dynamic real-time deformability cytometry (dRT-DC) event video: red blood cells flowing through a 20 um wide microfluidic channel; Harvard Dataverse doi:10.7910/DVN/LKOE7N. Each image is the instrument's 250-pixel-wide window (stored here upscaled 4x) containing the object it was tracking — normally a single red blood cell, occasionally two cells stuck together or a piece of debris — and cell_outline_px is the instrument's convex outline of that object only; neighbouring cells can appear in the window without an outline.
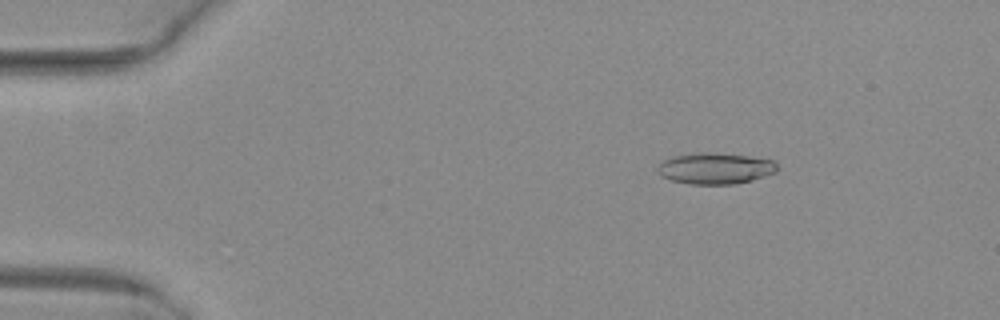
{"species": "common noctule bat (a hibernating species)", "species_latin": "Nyctalus noctula", "temperature_condition": "warm", "stored_images_in_passage": 5, "camera_frame_rate_fps": 3000, "um_per_image_px": 0.085, "animal": {"sex": "female", "body_mass_g": 29.2, "forearm_length_mm": 56.3}, "frame": {"image": 1, "passage_image": 3, "time_ms": 0.667, "image_size_px": [1000, 320], "cell_outline_px": [[776, 172], [752, 180], [732, 184], [688, 184], [672, 180], [660, 176], [656, 168], [664, 160], [672, 156], [700, 152], [704, 152], [748, 156], [772, 160], [776, 164]], "centroid_in_image_um": [60.75, 14.32], "position_along_channel_um": 24.2, "area_um2": 21.56}}